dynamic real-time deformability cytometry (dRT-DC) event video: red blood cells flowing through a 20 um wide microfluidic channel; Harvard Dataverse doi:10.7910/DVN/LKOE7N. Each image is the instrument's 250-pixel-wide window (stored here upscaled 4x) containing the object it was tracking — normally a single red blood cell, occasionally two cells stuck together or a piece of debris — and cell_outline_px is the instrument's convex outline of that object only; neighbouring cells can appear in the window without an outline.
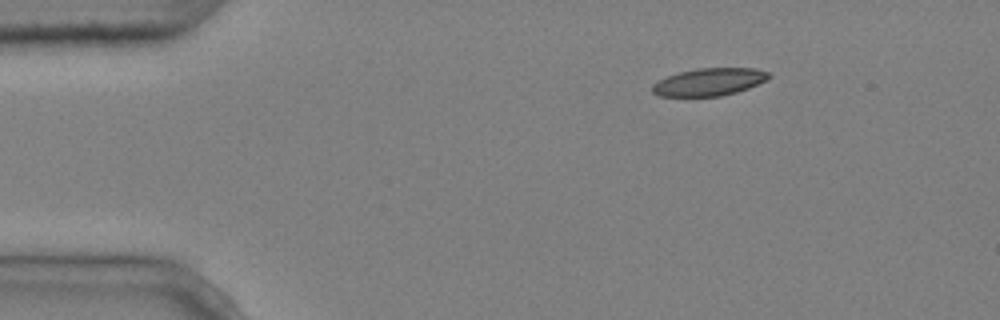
{"species": "common noctule bat (a hibernating species)", "species_latin": "Nyctalus noctula", "temperature_condition": "cold", "stored_images_in_passage": 3, "camera_frame_rate_fps": 3000, "um_per_image_px": 0.085, "animal": {"sex": "male", "body_mass_g": 20.4}, "frame": {"image": 1, "passage_image": 1, "time_ms": 0.0, "image_size_px": [1000, 320], "cell_outline_px": [[772, 76], [748, 88], [736, 92], [720, 96], [660, 96], [652, 92], [652, 84], [668, 76], [680, 72], [696, 68], [756, 68], [768, 72]], "centroid_in_image_um": [60.27, 6.96], "position_along_channel_um": 24.7, "area_um2": 18.5}}